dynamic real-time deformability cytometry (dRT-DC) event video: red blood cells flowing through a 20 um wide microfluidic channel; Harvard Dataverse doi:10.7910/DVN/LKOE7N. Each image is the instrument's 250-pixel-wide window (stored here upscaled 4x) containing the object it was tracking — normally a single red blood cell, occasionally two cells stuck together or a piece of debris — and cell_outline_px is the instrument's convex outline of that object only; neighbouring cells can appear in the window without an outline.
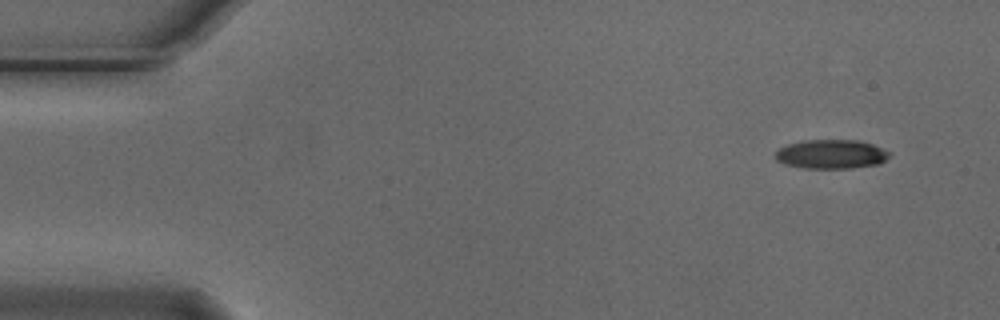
{"species": "Egyptian fruit bat (a non-hibernating species)", "species_latin": "Rousettus aegyptiacus", "temperature_condition": "cold", "stored_images_in_passage": 5, "camera_frame_rate_fps": 3000, "um_per_image_px": 0.085, "animal": {"sex": "male"}, "frame": {"image": 1, "passage_image": 1, "time_ms": 0.0, "image_size_px": [1000, 320], "cell_outline_px": [[888, 156], [880, 164], [852, 168], [804, 168], [784, 164], [776, 160], [772, 156], [780, 148], [788, 144], [804, 140], [856, 140], [872, 144], [888, 152]], "centroid_in_image_um": [70.59, 13.11], "position_along_channel_um": 14.4, "area_um2": 19.25}}
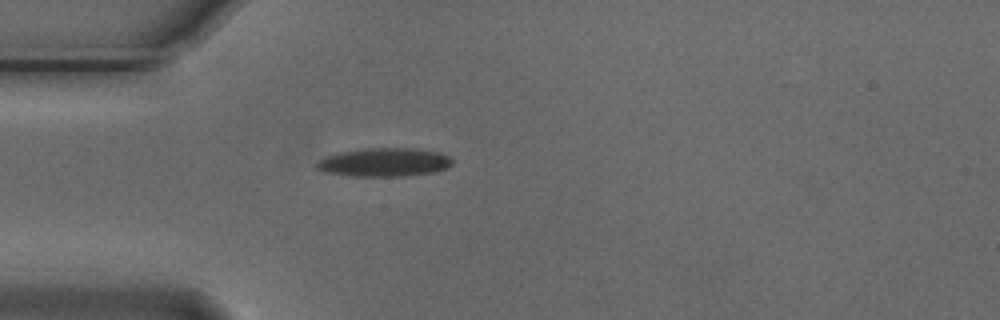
{"frame": {"image": 2, "passage_image": 4, "time_ms": 1.0, "image_size_px": [1000, 320], "cell_outline_px": [[452, 164], [448, 168], [432, 172], [404, 176], [348, 176], [324, 172], [316, 168], [316, 164], [324, 156], [336, 152], [364, 148], [416, 148], [440, 152], [448, 156], [452, 160]], "centroid_in_image_um": [32.63, 13.78], "position_along_channel_um": 52.4, "area_um2": 22.83}}